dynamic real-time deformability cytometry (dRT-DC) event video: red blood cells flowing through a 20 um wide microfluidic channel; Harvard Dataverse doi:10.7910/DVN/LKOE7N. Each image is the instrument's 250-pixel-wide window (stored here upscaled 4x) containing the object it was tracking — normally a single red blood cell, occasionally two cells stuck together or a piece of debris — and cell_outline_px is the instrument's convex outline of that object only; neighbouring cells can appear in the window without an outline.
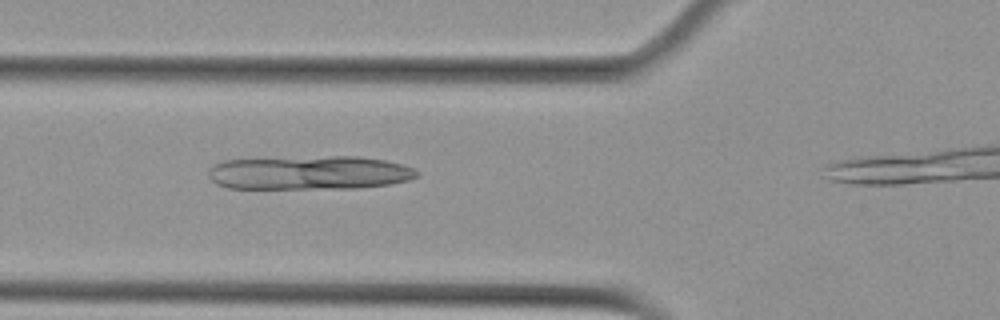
{"species": "Egyptian fruit bat (a non-hibernating species)", "species_latin": "Rousettus aegyptiacus", "temperature_condition": "cold", "stored_images_in_passage": 27, "camera_frame_rate_fps": 3000, "um_per_image_px": 0.085, "animal": {"sex": "female"}, "frame": {"image": 1, "passage_image": 9, "time_ms": 2.667, "image_size_px": [1000, 320], "cell_outline_px": [[420, 176], [408, 180], [388, 184], [360, 188], [228, 188], [216, 184], [208, 176], [208, 168], [212, 164], [224, 160], [332, 156], [360, 156], [384, 160], [404, 164], [420, 172]], "centroid_in_image_um": [26.3, 14.68], "position_along_channel_um": 99.5, "area_um2": 41.27}}
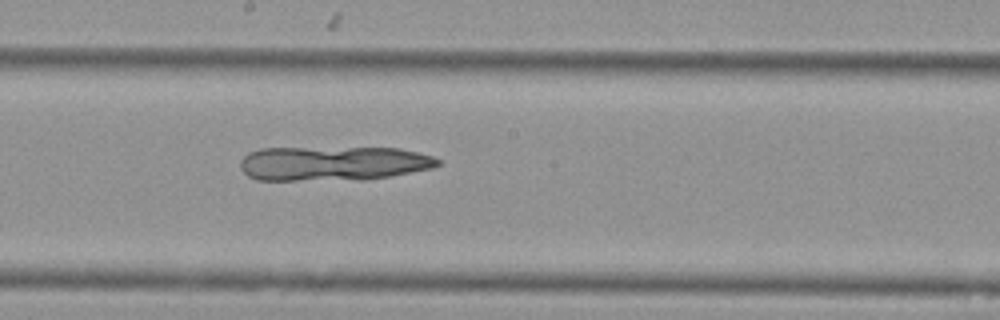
{"frame": {"image": 2, "passage_image": 19, "time_ms": 6.0, "image_size_px": [1000, 320], "cell_outline_px": [[440, 164], [432, 168], [388, 176], [364, 180], [256, 180], [248, 176], [240, 168], [240, 160], [248, 152], [260, 148], [400, 148], [432, 156], [440, 160]], "centroid_in_image_um": [28.27, 13.89], "position_along_channel_um": 219.9, "area_um2": 39.82}}
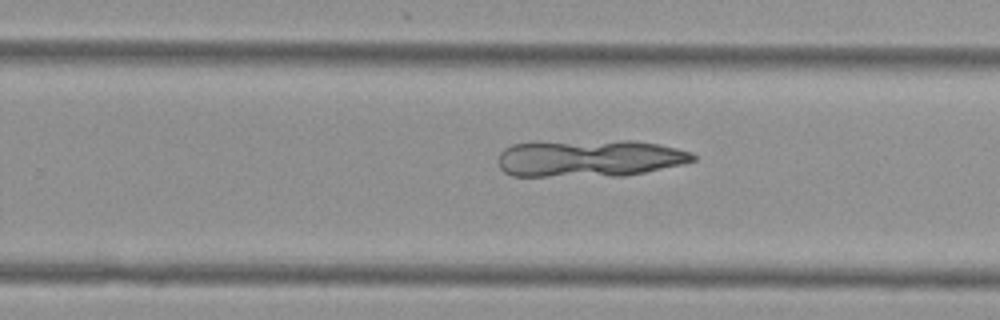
{"frame": {"image": 3, "passage_image": 24, "time_ms": 7.667, "image_size_px": [1000, 320], "cell_outline_px": [[696, 160], [680, 164], [644, 172], [624, 176], [512, 176], [504, 172], [500, 168], [496, 160], [500, 152], [504, 148], [512, 144], [620, 140], [632, 140], [660, 144], [692, 152], [696, 156]], "centroid_in_image_um": [50.09, 13.46], "position_along_channel_um": 279.7, "area_um2": 42.08}}